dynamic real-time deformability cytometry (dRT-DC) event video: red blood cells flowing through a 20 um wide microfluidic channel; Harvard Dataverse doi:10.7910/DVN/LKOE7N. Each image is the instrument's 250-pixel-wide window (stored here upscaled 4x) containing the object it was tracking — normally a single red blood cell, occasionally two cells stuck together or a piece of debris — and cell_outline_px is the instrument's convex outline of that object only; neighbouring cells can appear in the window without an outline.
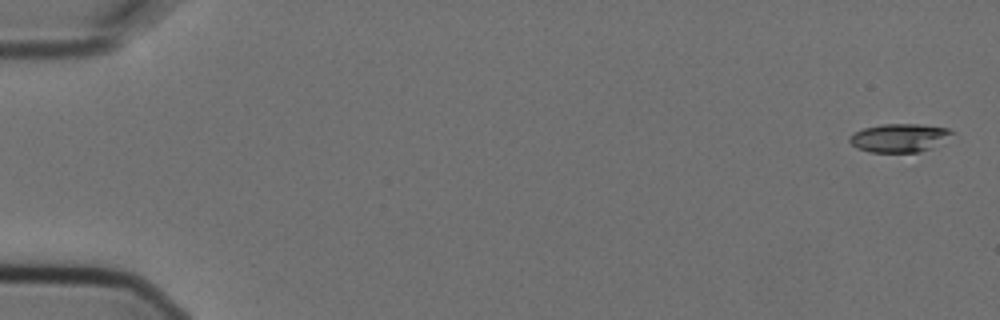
{"species": "Egyptian fruit bat (a non-hibernating species)", "species_latin": "Rousettus aegyptiacus", "temperature_condition": "cold", "stored_images_in_passage": 4, "camera_frame_rate_fps": 3000, "um_per_image_px": 0.085, "animal": {"sex": "female"}, "frame": {"image": 1, "passage_image": 1, "time_ms": 0.0, "image_size_px": [1000, 320], "cell_outline_px": [[956, 132], [932, 148], [920, 152], [868, 152], [856, 148], [848, 140], [848, 136], [852, 132], [864, 128], [880, 124], [920, 124], [948, 128]], "centroid_in_image_um": [76.41, 11.71], "position_along_channel_um": 8.6, "area_um2": 17.17}}